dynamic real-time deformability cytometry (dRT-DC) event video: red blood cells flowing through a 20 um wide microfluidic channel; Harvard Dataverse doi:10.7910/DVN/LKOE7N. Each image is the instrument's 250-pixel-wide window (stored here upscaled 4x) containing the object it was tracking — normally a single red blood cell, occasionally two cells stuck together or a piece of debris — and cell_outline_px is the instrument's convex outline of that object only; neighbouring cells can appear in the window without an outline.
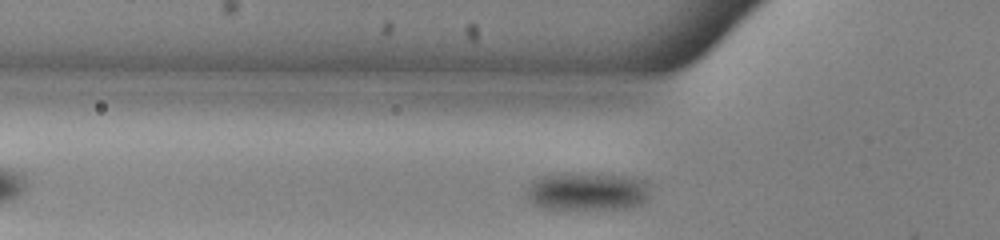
{"species": "common noctule bat (a hibernating species)", "species_latin": "Nyctalus noctula", "temperature_condition": "warm", "stored_images_in_passage": 42, "camera_frame_rate_fps": 3000, "um_per_image_px": 0.085, "animal": {"sex": "male", "body_mass_g": 13.0, "forearm_length_mm": 53.1}, "frame": {"image": 1, "passage_image": 13, "time_ms": 4.0, "image_size_px": [1000, 240], "cell_outline_px": [[648, 200], [632, 208], [544, 208], [528, 200], [528, 188], [532, 180], [544, 176], [560, 172], [572, 172], [632, 176], [644, 180], [648, 196]], "centroid_in_image_um": [49.92, 16.24], "position_along_channel_um": 75.9, "area_um2": 27.34}}
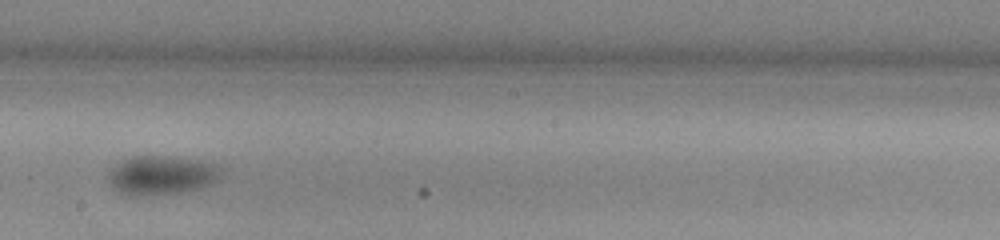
{"frame": {"image": 2, "passage_image": 25, "time_ms": 8.0, "image_size_px": [1000, 240], "cell_outline_px": [[220, 180], [204, 188], [180, 192], [136, 196], [128, 196], [120, 192], [108, 180], [108, 172], [116, 164], [124, 160], [136, 156], [156, 156], [200, 160], [216, 164], [220, 168]], "centroid_in_image_um": [13.77, 14.9], "position_along_channel_um": 234.4, "area_um2": 25.49}}
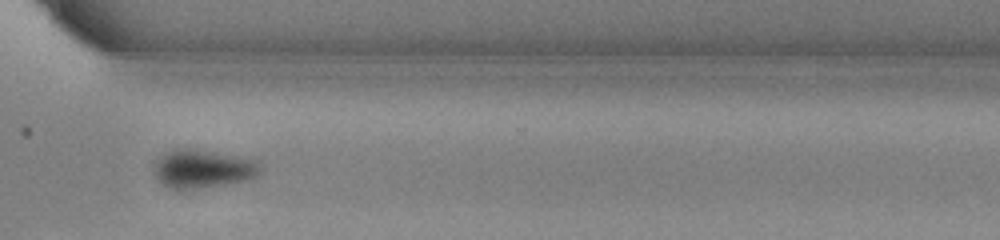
{"frame": {"image": 3, "passage_image": 34, "time_ms": 11.0, "image_size_px": [1000, 240], "cell_outline_px": [[264, 168], [256, 176], [248, 180], [200, 188], [168, 188], [156, 180], [152, 172], [152, 168], [156, 160], [160, 156], [176, 148], [192, 148], [236, 156], [256, 160]], "centroid_in_image_um": [17.2, 14.34], "position_along_channel_um": 353.4, "area_um2": 23.93}, "authors_computed_cell_mechanics": {"area_um2": 25.143, "velocity_mm_per_s": 3.9629, "shape_relaxation_time_tau1_ms": 3.2408, "shape_relaxation_time_tau2_ms": null, "deformation_change_tau1": 0.0708, "deformation_change_tau2": null}}